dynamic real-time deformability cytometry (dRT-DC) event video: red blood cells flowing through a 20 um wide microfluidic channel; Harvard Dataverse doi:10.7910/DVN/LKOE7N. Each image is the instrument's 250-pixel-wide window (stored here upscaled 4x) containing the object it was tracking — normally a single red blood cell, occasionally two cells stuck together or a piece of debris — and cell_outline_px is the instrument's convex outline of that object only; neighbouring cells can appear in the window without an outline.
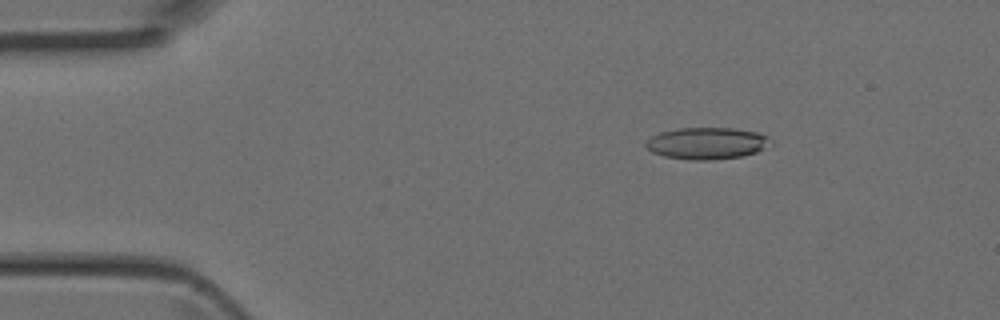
{"species": "Egyptian fruit bat (a non-hibernating species)", "species_latin": "Rousettus aegyptiacus", "temperature_condition": "room temperature", "stored_images_in_passage": 3, "camera_frame_rate_fps": 3000, "um_per_image_px": 0.085, "animal": {"sex": "female"}, "frame": {"image": 1, "passage_image": 2, "time_ms": 0.333, "image_size_px": [1000, 320], "cell_outline_px": [[772, 144], [756, 152], [740, 156], [712, 160], [692, 160], [664, 156], [652, 152], [644, 144], [644, 140], [660, 132], [676, 128], [732, 128], [760, 132], [772, 140]], "centroid_in_image_um": [60.07, 12.17], "position_along_channel_um": 24.9, "area_um2": 23.24}}